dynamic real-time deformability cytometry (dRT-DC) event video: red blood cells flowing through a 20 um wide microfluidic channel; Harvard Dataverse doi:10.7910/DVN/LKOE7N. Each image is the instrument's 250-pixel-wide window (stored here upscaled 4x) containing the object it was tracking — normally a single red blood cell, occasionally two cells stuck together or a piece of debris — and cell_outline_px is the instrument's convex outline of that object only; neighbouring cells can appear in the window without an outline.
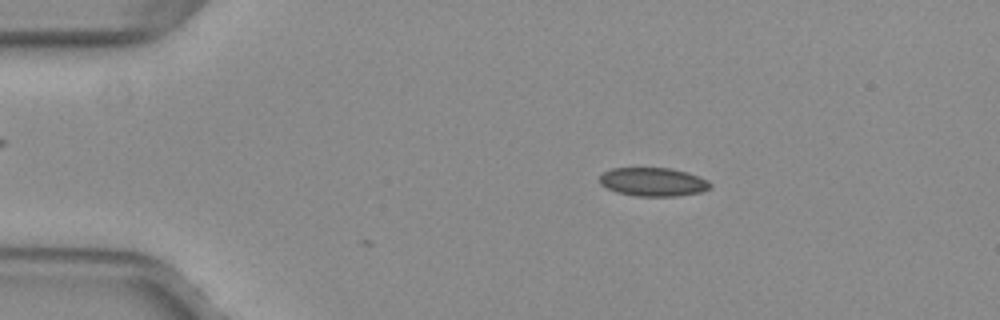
{"species": "common noctule bat (a hibernating species)", "species_latin": "Nyctalus noctula", "temperature_condition": "warm", "stored_images_in_passage": 3, "camera_frame_rate_fps": 3000, "um_per_image_px": 0.085, "animal": {"sex": "female", "body_mass_g": 29.2, "forearm_length_mm": 56.3}, "frame": {"image": 1, "passage_image": 3, "time_ms": 0.667, "image_size_px": [1000, 320], "cell_outline_px": [[712, 188], [704, 192], [676, 196], [636, 196], [616, 192], [600, 184], [600, 176], [604, 172], [612, 168], [672, 168], [688, 172], [700, 176], [708, 180], [712, 184]], "centroid_in_image_um": [55.58, 15.46], "position_along_channel_um": 29.4, "area_um2": 18.67}}